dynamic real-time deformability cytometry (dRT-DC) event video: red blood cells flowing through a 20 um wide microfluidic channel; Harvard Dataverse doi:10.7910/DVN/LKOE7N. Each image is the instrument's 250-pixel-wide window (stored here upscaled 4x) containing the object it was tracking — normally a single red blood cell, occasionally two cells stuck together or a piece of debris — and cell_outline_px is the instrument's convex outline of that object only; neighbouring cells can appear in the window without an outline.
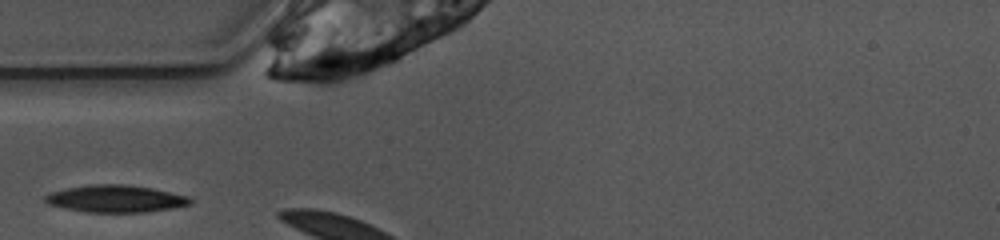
{"species": "common noctule bat (a hibernating species)", "species_latin": "Nyctalus noctula", "temperature_condition": "warm", "stored_images_in_passage": 2, "camera_frame_rate_fps": 3000, "um_per_image_px": 0.085, "animal": {"sex": "female", "body_mass_g": 10.0, "forearm_length_mm": 53.1}, "frame": {"image": 1, "passage_image": 1, "time_ms": 0.0, "image_size_px": [1000, 240], "cell_outline_px": [[192, 204], [172, 208], [144, 212], [88, 212], [64, 208], [48, 204], [44, 200], [44, 196], [52, 192], [68, 188], [92, 184], [128, 184], [152, 188], [188, 196], [192, 200]], "centroid_in_image_um": [9.84, 16.89], "position_along_channel_um": 75.2, "area_um2": 22.89}}